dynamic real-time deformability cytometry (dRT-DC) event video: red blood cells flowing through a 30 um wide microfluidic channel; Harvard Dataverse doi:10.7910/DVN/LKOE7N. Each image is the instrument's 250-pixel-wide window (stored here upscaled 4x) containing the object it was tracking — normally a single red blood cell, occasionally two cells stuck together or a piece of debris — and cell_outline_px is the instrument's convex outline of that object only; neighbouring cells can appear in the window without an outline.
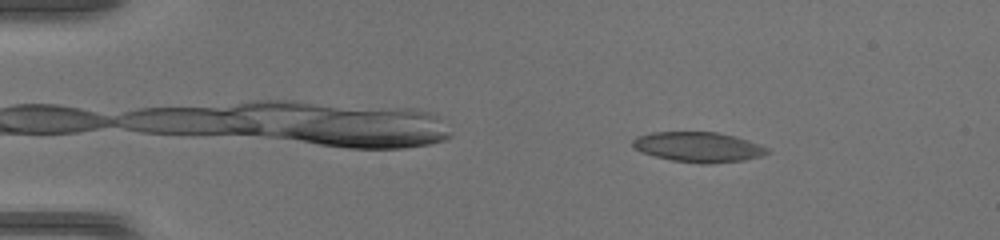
{"species": "common noctule bat (a hibernating species)", "species_latin": "Nyctalus noctula", "temperature_condition": "warm", "stored_images_in_passage": 47, "camera_frame_rate_fps": 3000, "um_per_image_px": 0.085, "animal": {"sex": "female", "body_mass_g": 17.0, "forearm_length_mm": 48.0}, "frame": {"image": 1, "passage_image": 7, "time_ms": 2.0, "image_size_px": [1000, 240], "cell_outline_px": [[768, 152], [760, 156], [744, 160], [708, 164], [700, 164], [672, 160], [640, 152], [632, 144], [632, 140], [636, 136], [652, 132], [716, 132], [748, 140], [760, 144], [768, 148]], "centroid_in_image_um": [59.33, 12.5], "position_along_channel_um": 25.7, "area_um2": 23.47}}
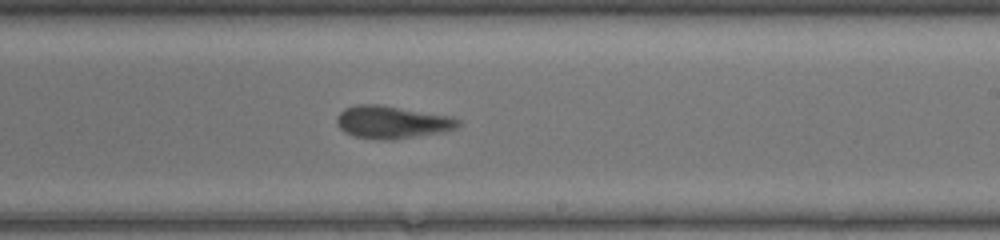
{"frame": {"image": 2, "passage_image": 29, "time_ms": 9.333, "image_size_px": [1000, 240], "cell_outline_px": [[460, 124], [456, 128], [440, 132], [392, 140], [384, 140], [352, 136], [344, 132], [336, 124], [336, 116], [344, 108], [356, 104], [384, 104], [452, 116], [460, 120]], "centroid_in_image_um": [33.29, 10.36], "position_along_channel_um": 255.7, "area_um2": 23.41}}
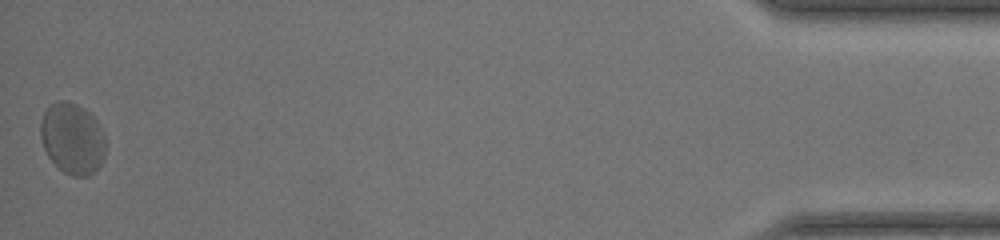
{"frame": {"image": 3, "passage_image": 47, "time_ms": 15.333, "image_size_px": [1000, 240], "cell_outline_px": [[104, 156], [100, 164], [88, 176], [72, 176], [64, 172], [48, 156], [44, 148], [40, 136], [40, 124], [44, 112], [56, 100], [68, 100], [84, 108], [96, 120], [104, 132]], "centroid_in_image_um": [6.14, 11.75], "position_along_channel_um": 429.1, "area_um2": 26.76}}